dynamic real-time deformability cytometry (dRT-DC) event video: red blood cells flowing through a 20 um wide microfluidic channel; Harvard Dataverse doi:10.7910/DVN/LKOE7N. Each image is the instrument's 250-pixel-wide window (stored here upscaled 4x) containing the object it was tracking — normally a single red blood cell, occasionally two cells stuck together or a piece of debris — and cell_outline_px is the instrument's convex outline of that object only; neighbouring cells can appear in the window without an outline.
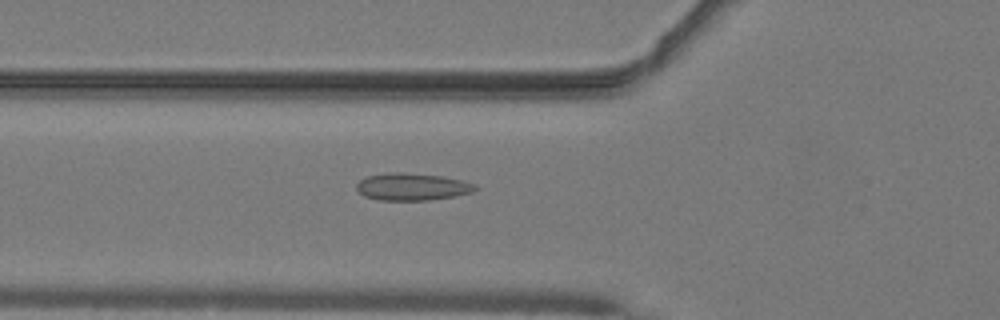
{"species": "common noctule bat (a hibernating species)", "species_latin": "Nyctalus noctula", "temperature_condition": "warm", "stored_images_in_passage": 51, "camera_frame_rate_fps": 3000, "um_per_image_px": 0.085, "animal": {"sex": "male", "body_mass_g": 19.2, "forearm_length_mm": 51.8}, "frame": {"image": 1, "passage_image": 19, "time_ms": 6.0, "image_size_px": [1000, 320], "cell_outline_px": [[476, 188], [472, 192], [452, 196], [428, 200], [380, 200], [364, 196], [356, 188], [356, 184], [360, 180], [368, 176], [388, 172], [400, 172], [444, 176], [464, 180], [476, 184]], "centroid_in_image_um": [35.03, 15.86], "position_along_channel_um": 90.8, "area_um2": 18.79}}
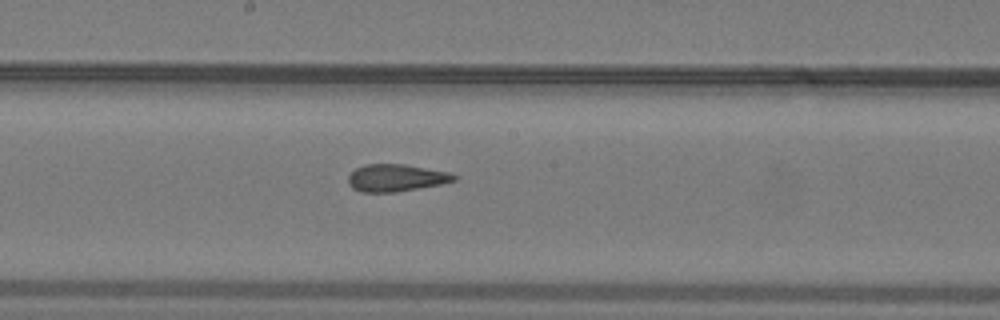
{"frame": {"image": 2, "passage_image": 28, "time_ms": 9.0, "image_size_px": [1000, 320], "cell_outline_px": [[456, 180], [440, 184], [396, 192], [360, 192], [352, 188], [348, 184], [348, 176], [356, 168], [364, 164], [404, 164], [448, 172], [456, 176]], "centroid_in_image_um": [33.61, 15.12], "position_along_channel_um": 214.6, "area_um2": 16.7}}
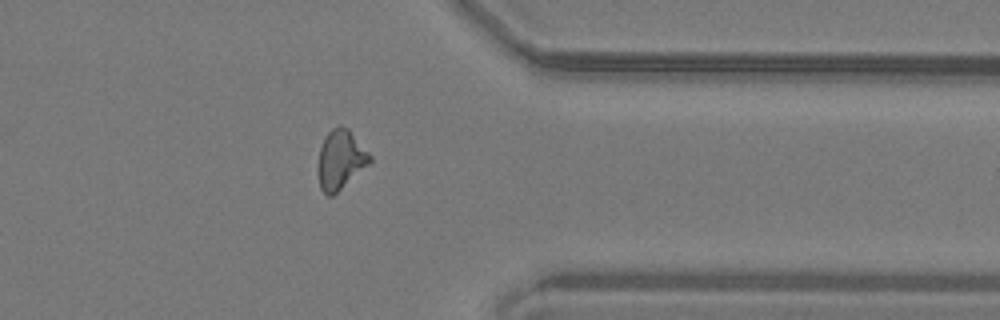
{"frame": {"image": 3, "passage_image": 41, "time_ms": 13.333, "image_size_px": [1000, 320], "cell_outline_px": [[372, 160], [368, 164], [332, 196], [328, 196], [320, 188], [320, 148], [324, 136], [332, 128], [340, 124], [348, 128], [372, 156]], "centroid_in_image_um": [28.97, 13.52], "position_along_channel_um": 382.4, "area_um2": 17.34}, "authors_computed_cell_mechanics": {"area_um2": 17.5712, "velocity_mm_per_s": 4.0933, "shape_relaxation_time_tau1_ms": null, "shape_relaxation_time_tau2_ms": 1.8897, "deformation_change_tau1": null, "deformation_change_tau2": 0.1129}}